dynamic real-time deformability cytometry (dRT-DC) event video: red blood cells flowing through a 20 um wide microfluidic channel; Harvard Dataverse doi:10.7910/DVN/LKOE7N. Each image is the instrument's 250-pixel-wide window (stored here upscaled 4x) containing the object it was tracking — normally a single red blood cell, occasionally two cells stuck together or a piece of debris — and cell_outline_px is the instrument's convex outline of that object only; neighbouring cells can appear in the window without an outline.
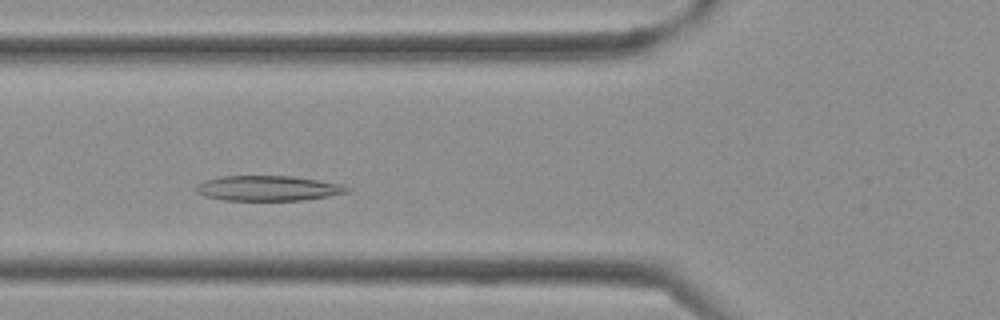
{"species": "Egyptian fruit bat (a non-hibernating species)", "species_latin": "Rousettus aegyptiacus", "temperature_condition": "cold", "stored_images_in_passage": 30, "camera_frame_rate_fps": 3000, "um_per_image_px": 0.085, "frame": {"image": 1, "passage_image": 6, "time_ms": 1.667, "image_size_px": [1000, 320], "cell_outline_px": [[352, 188], [348, 192], [328, 196], [304, 200], [224, 200], [204, 196], [196, 192], [196, 184], [204, 180], [220, 176], [292, 176], [344, 184]], "centroid_in_image_um": [22.79, 16.0], "position_along_channel_um": 103.0, "area_um2": 22.25}}
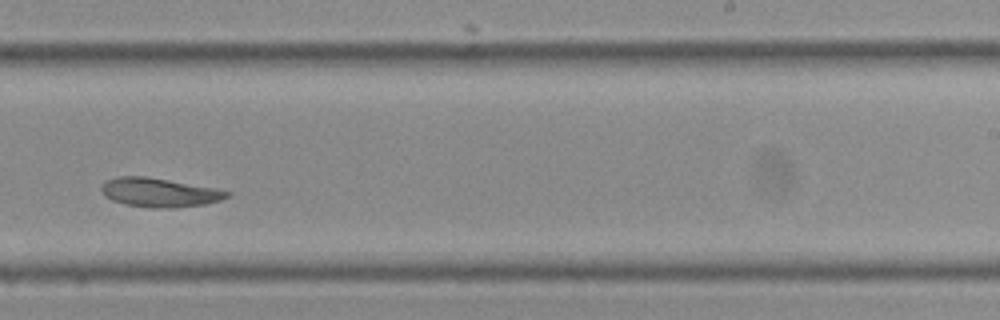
{"frame": {"image": 2, "passage_image": 16, "time_ms": 5.0, "image_size_px": [1000, 320], "cell_outline_px": [[232, 192], [228, 196], [220, 200], [204, 204], [172, 208], [152, 208], [124, 204], [112, 200], [104, 196], [100, 188], [100, 184], [104, 180], [116, 176], [148, 176], [216, 188]], "centroid_in_image_um": [13.49, 16.35], "position_along_channel_um": 275.5, "area_um2": 21.5}}
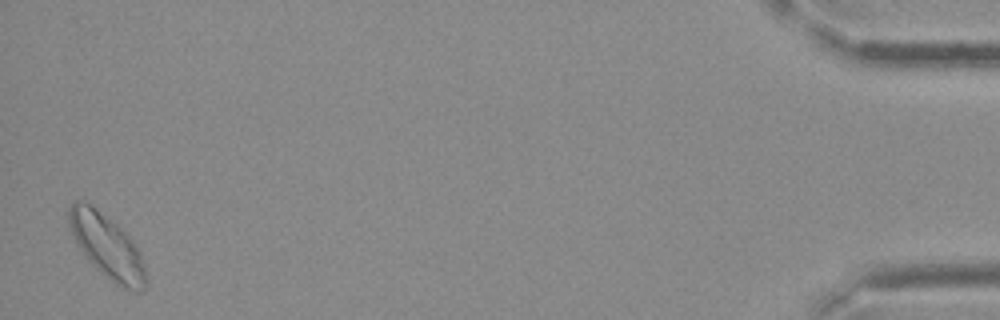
{"frame": {"image": 3, "passage_image": 30, "time_ms": 9.667, "image_size_px": [1000, 320], "cell_outline_px": [[148, 288], [140, 292], [136, 292], [124, 288], [116, 284], [104, 276], [88, 260], [76, 244], [72, 236], [68, 224], [68, 208], [76, 200], [80, 200], [88, 204], [116, 224], [128, 236], [140, 252], [148, 276]], "centroid_in_image_um": [9.12, 21.01], "position_along_channel_um": 426.1, "area_um2": 28.67}}